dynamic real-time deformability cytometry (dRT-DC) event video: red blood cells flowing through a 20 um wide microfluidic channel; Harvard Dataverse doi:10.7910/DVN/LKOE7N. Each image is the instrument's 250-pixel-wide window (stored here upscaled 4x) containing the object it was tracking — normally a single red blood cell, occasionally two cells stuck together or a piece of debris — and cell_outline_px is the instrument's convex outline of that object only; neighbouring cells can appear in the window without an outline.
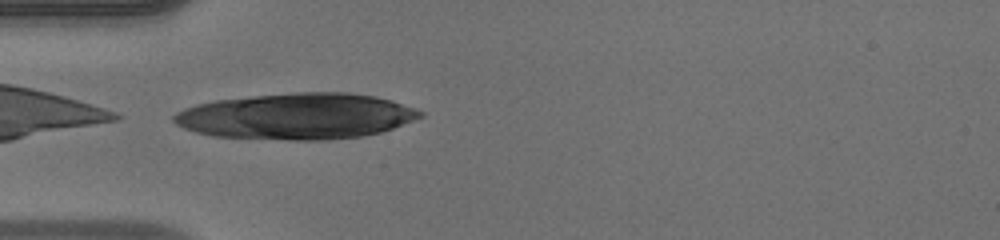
{"species": "human", "species_latin": "Homo sapiens", "temperature_condition": "warm", "stored_images_in_passage": 31, "camera_frame_rate_fps": 3000, "um_per_image_px": 0.085, "donor": {"sex": "male"}, "frame": {"image": 1, "passage_image": 1, "time_ms": 0.0, "image_size_px": [1000, 240], "cell_outline_px": [[424, 116], [392, 128], [380, 132], [364, 136], [324, 140], [288, 140], [212, 136], [196, 132], [184, 128], [176, 124], [172, 120], [172, 116], [176, 112], [184, 108], [196, 104], [216, 100], [252, 96], [296, 92], [348, 92], [376, 96], [392, 100], [424, 112]], "centroid_in_image_um": [25.2, 9.88], "position_along_channel_um": 59.8, "area_um2": 66.24}}